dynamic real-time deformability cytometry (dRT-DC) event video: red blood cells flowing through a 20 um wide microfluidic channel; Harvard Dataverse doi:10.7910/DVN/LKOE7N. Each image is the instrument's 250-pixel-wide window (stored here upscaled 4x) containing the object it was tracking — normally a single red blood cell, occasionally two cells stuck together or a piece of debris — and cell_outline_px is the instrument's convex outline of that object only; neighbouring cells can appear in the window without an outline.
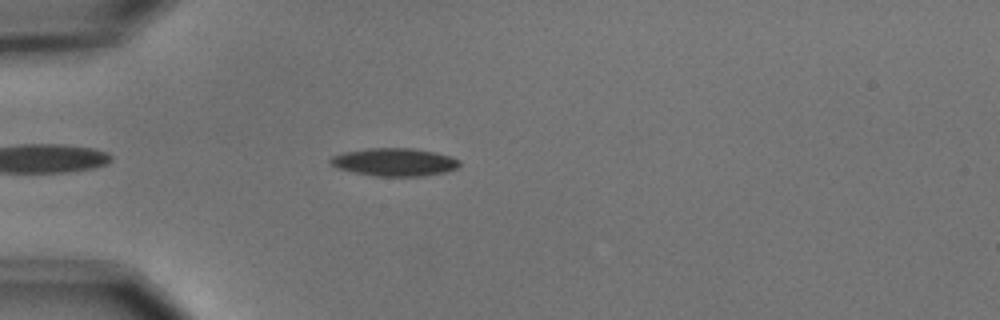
{"species": "common noctule bat (a hibernating species)", "species_latin": "Nyctalus noctula", "temperature_condition": "cold", "stored_images_in_passage": 14, "camera_frame_rate_fps": 3000, "um_per_image_px": 0.085, "animal": {"sex": "male", "body_mass_g": 15.6}, "frame": {"image": 1, "passage_image": 5, "time_ms": 1.333, "image_size_px": [1000, 320], "cell_outline_px": [[460, 164], [456, 168], [444, 172], [424, 176], [376, 176], [352, 172], [336, 168], [328, 160], [332, 156], [344, 152], [368, 148], [412, 148], [436, 152], [452, 156], [460, 160]], "centroid_in_image_um": [33.53, 13.77], "position_along_channel_um": 51.5, "area_um2": 21.1}}
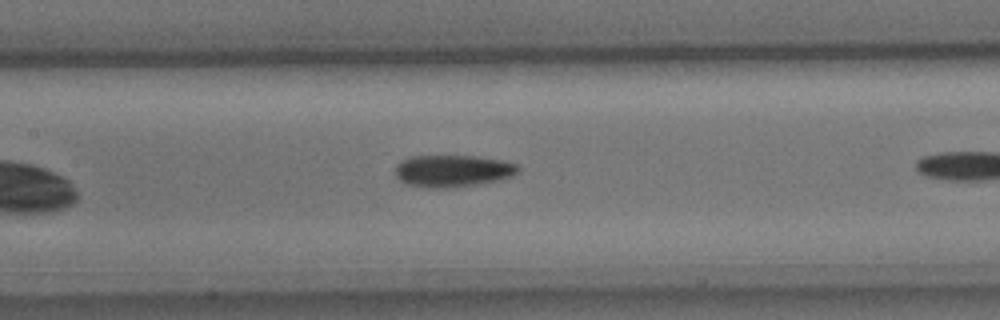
{"frame": {"image": 2, "passage_image": 12, "time_ms": 3.667, "image_size_px": [1000, 320], "cell_outline_px": [[520, 172], [512, 176], [500, 180], [476, 184], [448, 188], [428, 188], [404, 184], [396, 176], [396, 164], [400, 160], [412, 156], [472, 156], [500, 160], [516, 164], [520, 168]], "centroid_in_image_um": [38.46, 14.53], "position_along_channel_um": 168.9, "area_um2": 23.0}}